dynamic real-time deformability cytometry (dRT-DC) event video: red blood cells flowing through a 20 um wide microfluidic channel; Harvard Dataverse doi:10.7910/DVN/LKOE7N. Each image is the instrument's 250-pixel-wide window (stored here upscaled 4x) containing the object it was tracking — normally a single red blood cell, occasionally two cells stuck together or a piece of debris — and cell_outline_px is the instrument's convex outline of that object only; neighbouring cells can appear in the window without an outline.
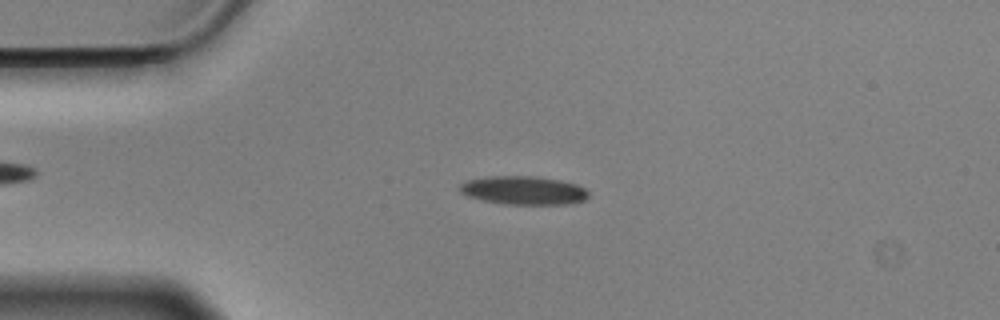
{"species": "Egyptian fruit bat (a non-hibernating species)", "species_latin": "Rousettus aegyptiacus", "temperature_condition": "cold", "stored_images_in_passage": 42, "camera_frame_rate_fps": 3000, "um_per_image_px": 0.085, "animal": {"sex": "male"}, "frame": {"image": 1, "passage_image": 13, "time_ms": 4.0, "image_size_px": [1000, 320], "cell_outline_px": [[588, 196], [584, 200], [572, 204], [504, 204], [484, 200], [468, 196], [460, 192], [456, 188], [460, 184], [468, 180], [488, 176], [536, 176], [560, 180], [576, 184], [584, 188], [588, 192]], "centroid_in_image_um": [44.49, 16.18], "position_along_channel_um": 40.5, "area_um2": 21.44}}
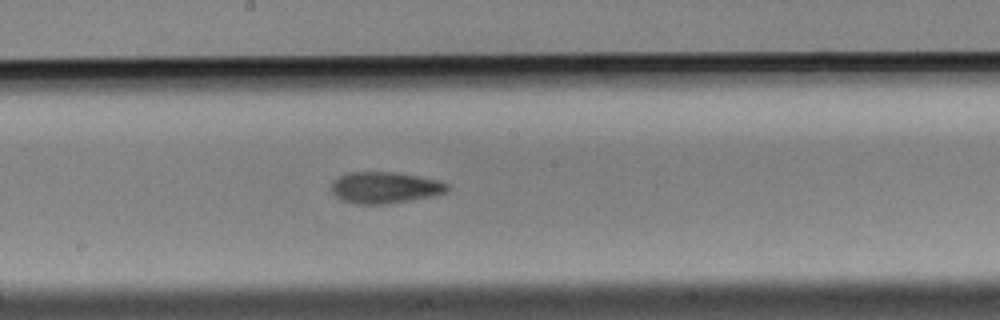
{"frame": {"image": 2, "passage_image": 30, "time_ms": 9.667, "image_size_px": [1000, 320], "cell_outline_px": [[448, 188], [444, 192], [436, 196], [388, 204], [356, 204], [344, 200], [336, 196], [332, 192], [332, 180], [348, 172], [396, 172], [420, 176], [440, 180], [448, 184]], "centroid_in_image_um": [32.74, 15.94], "position_along_channel_um": 215.5, "area_um2": 21.39}}
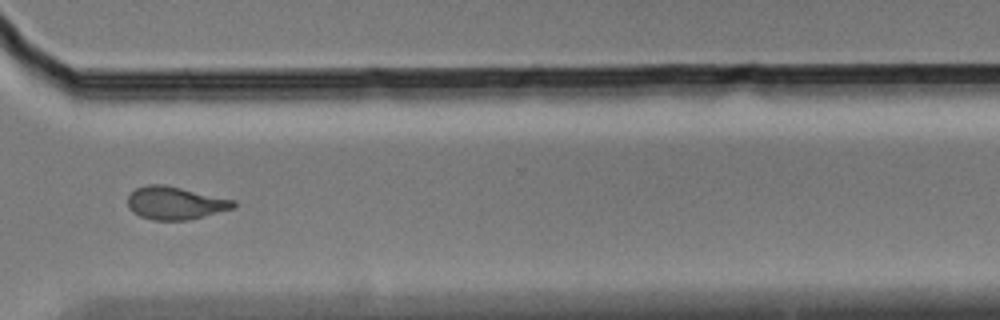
{"frame": {"image": 3, "passage_image": 42, "time_ms": 13.667, "image_size_px": [1000, 320], "cell_outline_px": [[236, 208], [188, 220], [152, 220], [140, 216], [132, 212], [128, 208], [128, 196], [136, 188], [148, 184], [164, 184], [236, 200]], "centroid_in_image_um": [14.91, 17.26], "position_along_channel_um": 355.7, "area_um2": 20.4}}